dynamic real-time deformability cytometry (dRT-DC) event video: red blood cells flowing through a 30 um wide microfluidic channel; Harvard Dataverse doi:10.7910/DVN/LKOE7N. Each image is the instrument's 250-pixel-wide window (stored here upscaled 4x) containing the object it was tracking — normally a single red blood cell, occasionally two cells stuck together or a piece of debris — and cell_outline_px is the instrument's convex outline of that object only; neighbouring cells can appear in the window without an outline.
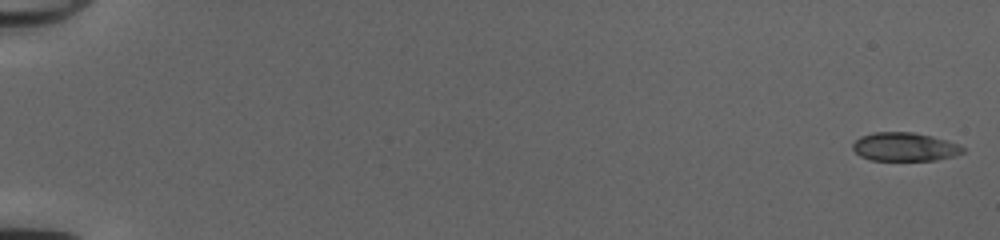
{"species": "common noctule bat (a hibernating species)", "species_latin": "Nyctalus noctula", "temperature_condition": "cold", "stored_images_in_passage": 52, "camera_frame_rate_fps": 3000, "um_per_image_px": 0.085, "animal": {"sex": "female", "body_mass_g": 20.0, "forearm_length_mm": 54.0}, "frame": {"image": 1, "passage_image": 1, "time_ms": 0.0, "image_size_px": [1000, 240], "cell_outline_px": [[964, 152], [956, 156], [936, 160], [868, 160], [860, 156], [852, 148], [852, 144], [860, 136], [872, 132], [912, 132], [932, 136], [960, 144], [964, 148]], "centroid_in_image_um": [76.9, 12.48], "position_along_channel_um": 8.1, "area_um2": 18.5}}
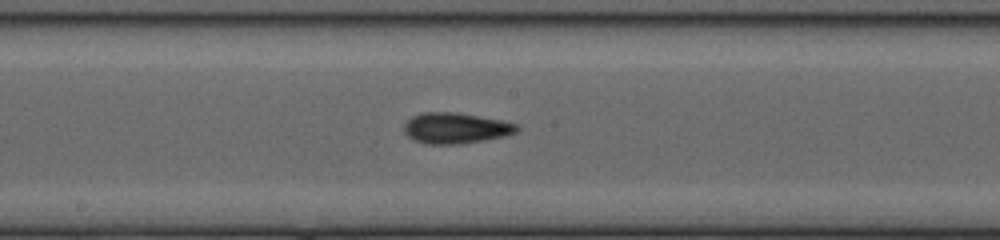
{"frame": {"image": 2, "passage_image": 30, "time_ms": 9.667, "image_size_px": [1000, 240], "cell_outline_px": [[520, 128], [516, 132], [504, 136], [484, 140], [460, 144], [424, 144], [412, 140], [404, 132], [404, 124], [412, 116], [420, 112], [456, 112], [500, 120], [520, 124]], "centroid_in_image_um": [38.71, 10.89], "position_along_channel_um": 209.5, "area_um2": 20.4}}
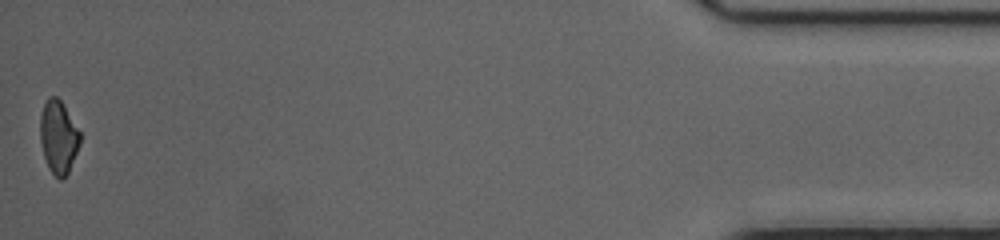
{"frame": {"image": 3, "passage_image": 52, "time_ms": 17.0, "image_size_px": [1000, 240], "cell_outline_px": [[80, 144], [68, 172], [60, 180], [48, 168], [44, 156], [40, 140], [40, 116], [44, 104], [48, 96], [56, 96], [60, 100], [80, 132]], "centroid_in_image_um": [4.95, 11.63], "position_along_channel_um": 430.2, "area_um2": 16.7}, "authors_computed_cell_mechanics": {"area_um2": 18.7561, "velocity_mm_per_s": 4.1203, "shape_relaxation_time_tau1_ms": 5.705, "shape_relaxation_time_tau2_ms": 2.7258, "deformation_change_tau1": 0.1363, "deformation_change_tau2": 0.0852}}